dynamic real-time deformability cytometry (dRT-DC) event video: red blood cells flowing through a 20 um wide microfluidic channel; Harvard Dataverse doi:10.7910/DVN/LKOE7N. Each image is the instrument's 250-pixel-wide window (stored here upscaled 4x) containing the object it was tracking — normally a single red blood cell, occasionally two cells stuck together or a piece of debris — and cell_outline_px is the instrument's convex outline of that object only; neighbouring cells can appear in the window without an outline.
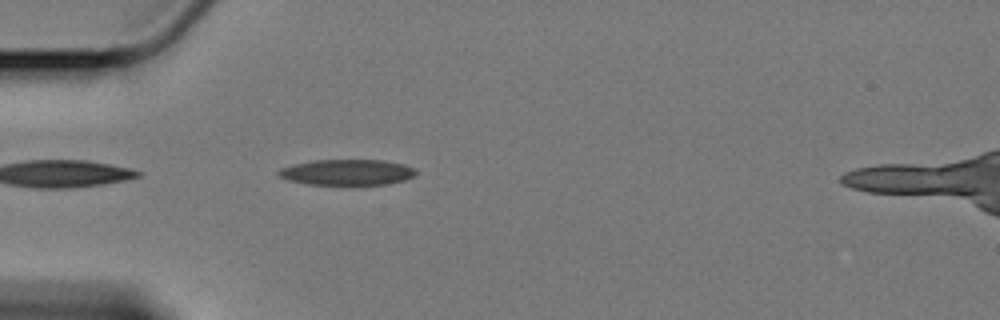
{"species": "Egyptian fruit bat (a non-hibernating species)", "species_latin": "Rousettus aegyptiacus", "temperature_condition": "cold", "stored_images_in_passage": 25, "camera_frame_rate_fps": 3000, "um_per_image_px": 0.085, "animal": {"sex": "female"}, "frame": {"image": 1, "passage_image": 1, "time_ms": 0.0, "image_size_px": [1000, 320], "cell_outline_px": [[416, 176], [404, 180], [384, 184], [308, 184], [288, 180], [280, 176], [276, 172], [280, 168], [292, 164], [312, 160], [384, 160], [404, 164], [416, 168]], "centroid_in_image_um": [29.51, 14.63], "position_along_channel_um": 55.5, "area_um2": 20.63}}
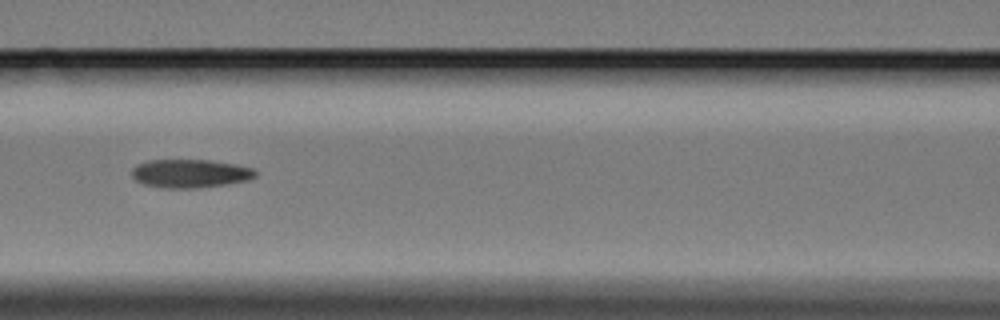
{"frame": {"image": 2, "passage_image": 10, "time_ms": 3.0, "image_size_px": [1000, 320], "cell_outline_px": [[256, 176], [244, 180], [224, 184], [192, 188], [168, 188], [144, 184], [136, 180], [132, 176], [132, 168], [136, 164], [148, 160], [208, 160], [236, 164], [252, 168], [256, 172]], "centroid_in_image_um": [16.12, 14.73], "position_along_channel_um": 150.5, "area_um2": 20.17}}
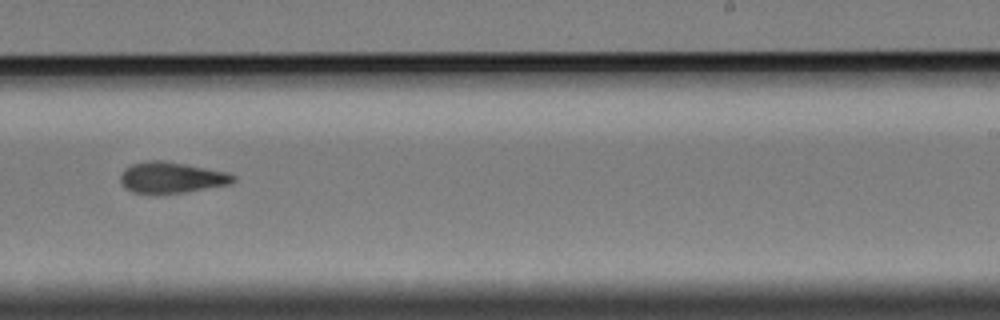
{"frame": {"image": 3, "passage_image": 21, "time_ms": 6.667, "image_size_px": [1000, 320], "cell_outline_px": [[236, 180], [232, 184], [184, 192], [132, 192], [124, 188], [120, 180], [120, 172], [124, 168], [132, 164], [148, 160], [160, 160], [184, 164], [228, 172], [236, 176]], "centroid_in_image_um": [14.58, 15.07], "position_along_channel_um": 274.4, "area_um2": 20.23}}